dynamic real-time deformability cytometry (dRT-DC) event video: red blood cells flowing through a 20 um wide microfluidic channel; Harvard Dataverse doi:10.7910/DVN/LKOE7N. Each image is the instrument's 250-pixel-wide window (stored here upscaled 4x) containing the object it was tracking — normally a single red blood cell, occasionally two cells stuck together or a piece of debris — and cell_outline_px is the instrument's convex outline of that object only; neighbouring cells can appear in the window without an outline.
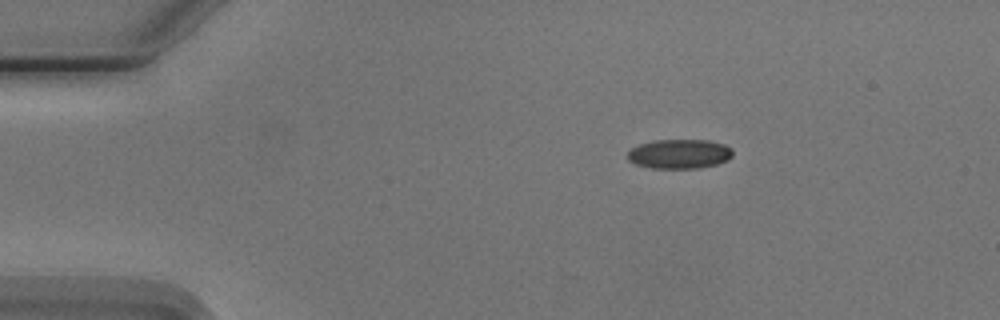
{"species": "Egyptian fruit bat (a non-hibernating species)", "species_latin": "Rousettus aegyptiacus", "temperature_condition": "cold", "stored_images_in_passage": 3, "camera_frame_rate_fps": 3000, "um_per_image_px": 0.085, "animal": {"sex": "male"}, "frame": {"image": 1, "passage_image": 1, "time_ms": 0.0, "image_size_px": [1000, 320], "cell_outline_px": [[732, 156], [728, 160], [716, 164], [700, 168], [652, 168], [636, 164], [628, 160], [628, 152], [632, 148], [640, 144], [652, 140], [708, 140], [724, 144], [732, 148]], "centroid_in_image_um": [57.76, 13.08], "position_along_channel_um": 27.2, "area_um2": 18.03}}